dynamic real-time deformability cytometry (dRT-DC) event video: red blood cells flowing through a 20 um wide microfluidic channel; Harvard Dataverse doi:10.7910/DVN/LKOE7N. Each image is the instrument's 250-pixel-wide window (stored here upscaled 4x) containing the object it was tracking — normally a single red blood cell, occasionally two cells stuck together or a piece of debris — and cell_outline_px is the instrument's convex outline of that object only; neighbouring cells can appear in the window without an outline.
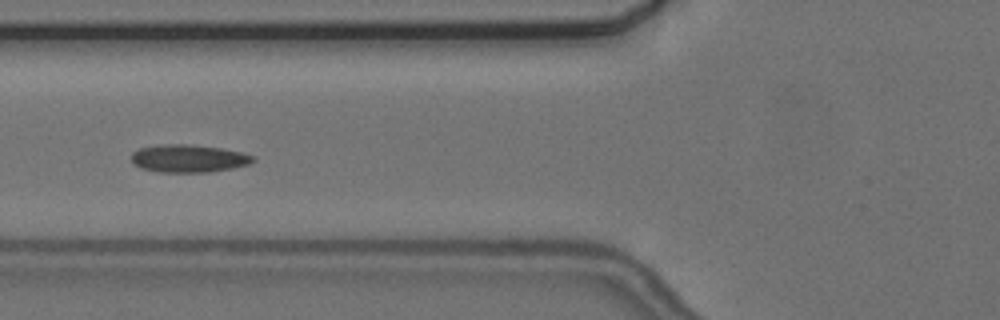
{"species": "common noctule bat (a hibernating species)", "species_latin": "Nyctalus noctula", "temperature_condition": "cold", "stored_images_in_passage": 8, "camera_frame_rate_fps": 3000, "um_per_image_px": 0.085, "animal": {"sex": "female", "body_mass_g": 24.6, "forearm_length_mm": 56.2}, "frame": {"image": 1, "passage_image": 7, "time_ms": 7.0, "image_size_px": [1000, 320], "cell_outline_px": [[256, 160], [248, 164], [232, 168], [208, 172], [156, 172], [140, 168], [132, 164], [132, 152], [140, 148], [160, 144], [188, 144], [220, 148], [240, 152], [256, 156]], "centroid_in_image_um": [16.0, 13.47], "position_along_channel_um": 109.8, "area_um2": 19.77}}
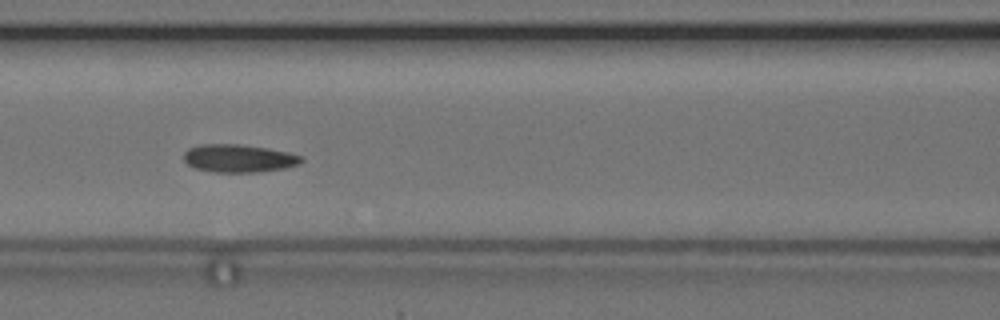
{"frame": {"image": 2, "passage_image": 8, "time_ms": 8.0, "image_size_px": [1000, 320], "cell_outline_px": [[304, 160], [300, 164], [284, 168], [260, 172], [216, 172], [196, 168], [188, 164], [184, 160], [184, 152], [188, 148], [200, 144], [240, 144], [268, 148], [288, 152], [300, 156]], "centroid_in_image_um": [20.3, 13.45], "position_along_channel_um": 146.3, "area_um2": 19.13}}